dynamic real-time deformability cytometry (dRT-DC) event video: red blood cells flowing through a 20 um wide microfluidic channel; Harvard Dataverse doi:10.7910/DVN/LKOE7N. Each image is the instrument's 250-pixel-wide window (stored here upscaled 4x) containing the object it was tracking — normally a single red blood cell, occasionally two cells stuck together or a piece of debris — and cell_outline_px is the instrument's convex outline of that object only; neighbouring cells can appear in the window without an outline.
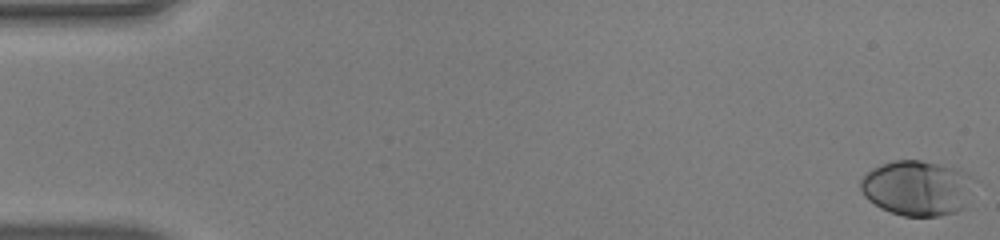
{"species": "human", "species_latin": "Homo sapiens", "temperature_condition": "warm", "stored_images_in_passage": 51, "camera_frame_rate_fps": 3000, "um_per_image_px": 0.085, "donor": {"sex": "male"}, "frame": {"image": 1, "passage_image": 1, "time_ms": 0.0, "image_size_px": [1000, 240], "cell_outline_px": [[976, 180], [964, 208], [956, 212], [940, 216], [904, 216], [880, 208], [868, 200], [864, 196], [860, 188], [860, 180], [872, 168], [896, 160], [920, 160], [956, 168], [968, 172]], "centroid_in_image_um": [77.99, 15.98], "position_along_channel_um": 7.0, "area_um2": 36.76}}
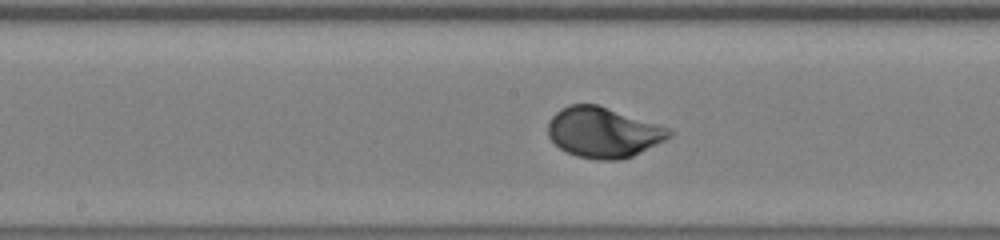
{"frame": {"image": 2, "passage_image": 27, "time_ms": 8.667, "image_size_px": [1000, 240], "cell_outline_px": [[672, 136], [632, 156], [620, 160], [596, 160], [576, 156], [560, 148], [548, 136], [548, 120], [560, 108], [568, 104], [600, 104], [668, 128], [672, 132]], "centroid_in_image_um": [51.24, 11.24], "position_along_channel_um": 197.0, "area_um2": 35.55}}
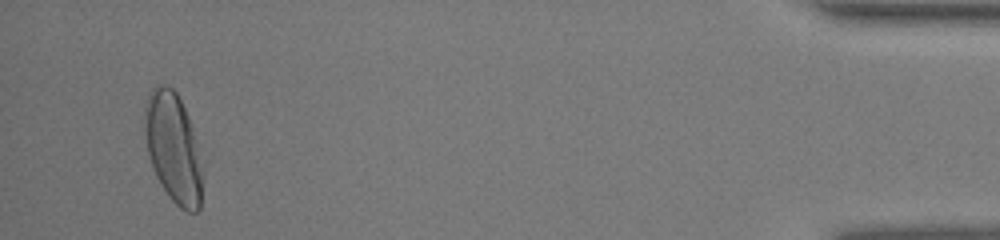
{"frame": {"image": 3, "passage_image": 49, "time_ms": 16.0, "image_size_px": [1000, 240], "cell_outline_px": [[200, 208], [196, 212], [188, 212], [180, 208], [172, 200], [160, 184], [152, 168], [148, 152], [144, 128], [144, 108], [148, 96], [152, 88], [156, 84], [168, 84], [176, 92], [188, 116], [196, 140], [200, 168]], "centroid_in_image_um": [14.68, 12.52], "position_along_channel_um": 420.5, "area_um2": 36.41}, "authors_computed_cell_mechanics": {"area_um2": 34.5066, "velocity_mm_per_s": 4.0956, "shape_relaxation_time_tau1_ms": 2.3121, "shape_relaxation_time_tau2_ms": null, "deformation_change_tau1": 0.1736, "deformation_change_tau2": null}}